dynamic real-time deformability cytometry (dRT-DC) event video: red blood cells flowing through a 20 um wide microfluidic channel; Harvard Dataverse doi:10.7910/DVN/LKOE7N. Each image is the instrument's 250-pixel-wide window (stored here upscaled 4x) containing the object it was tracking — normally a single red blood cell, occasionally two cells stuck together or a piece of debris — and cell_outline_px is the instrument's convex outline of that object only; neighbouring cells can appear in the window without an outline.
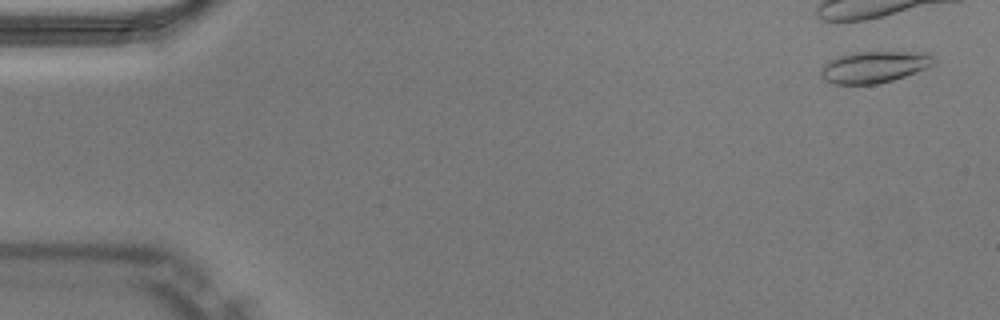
{"species": "Egyptian fruit bat (a non-hibernating species)", "species_latin": "Rousettus aegyptiacus", "temperature_condition": "warm", "stored_images_in_passage": 8, "camera_frame_rate_fps": 3000, "um_per_image_px": 0.085, "animal": {"sex": "male"}, "frame": {"image": 1, "passage_image": 2, "time_ms": 0.333, "image_size_px": [1000, 320], "cell_outline_px": [[936, 60], [932, 64], [924, 68], [904, 76], [892, 80], [876, 84], [836, 84], [824, 80], [820, 76], [820, 68], [828, 60], [852, 52], [928, 52]], "centroid_in_image_um": [74.25, 5.69], "position_along_channel_um": 10.7, "area_um2": 20.69}}